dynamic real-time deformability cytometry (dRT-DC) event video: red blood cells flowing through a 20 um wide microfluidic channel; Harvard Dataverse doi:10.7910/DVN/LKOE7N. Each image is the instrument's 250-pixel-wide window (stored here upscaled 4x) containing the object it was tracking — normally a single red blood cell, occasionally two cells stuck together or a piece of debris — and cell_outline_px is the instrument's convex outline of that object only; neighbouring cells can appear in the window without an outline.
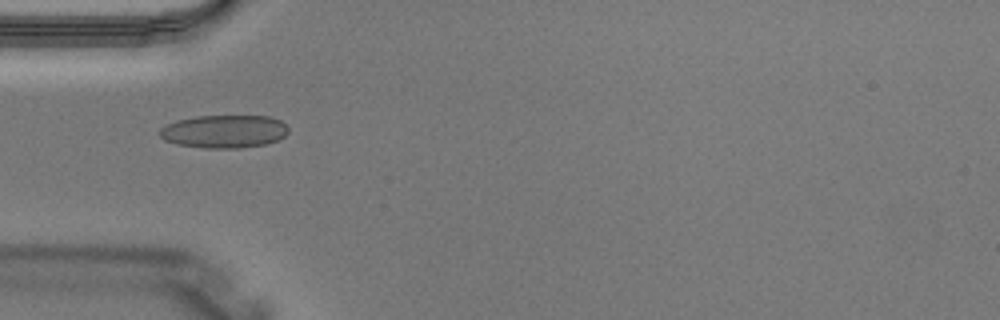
{"species": "Egyptian fruit bat (a non-hibernating species)", "species_latin": "Rousettus aegyptiacus", "temperature_condition": "warm", "stored_images_in_passage": 4, "camera_frame_rate_fps": 3000, "um_per_image_px": 0.085, "animal": {"sex": "male"}, "frame": {"image": 1, "passage_image": 4, "time_ms": 1.0, "image_size_px": [1000, 320], "cell_outline_px": [[288, 132], [284, 136], [268, 144], [240, 148], [204, 148], [176, 144], [164, 140], [160, 136], [160, 128], [176, 120], [196, 116], [268, 116], [280, 120], [288, 128]], "centroid_in_image_um": [19.05, 11.17], "position_along_channel_um": 66.0, "area_um2": 24.8}}